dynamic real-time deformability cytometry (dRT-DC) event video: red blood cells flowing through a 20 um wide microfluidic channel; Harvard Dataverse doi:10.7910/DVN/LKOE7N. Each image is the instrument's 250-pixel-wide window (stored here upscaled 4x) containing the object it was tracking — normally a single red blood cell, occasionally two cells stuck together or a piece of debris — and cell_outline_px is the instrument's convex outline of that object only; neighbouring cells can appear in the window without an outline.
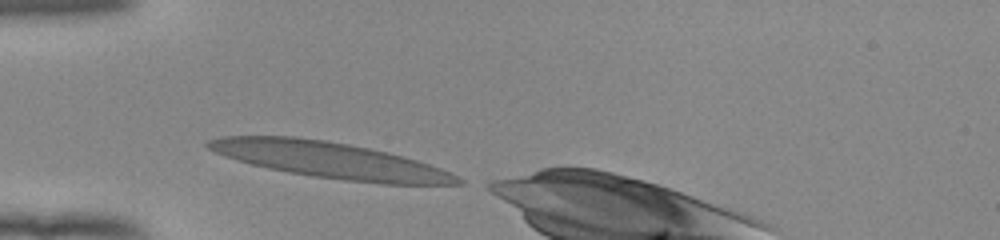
{"species": "human", "species_latin": "Homo sapiens", "temperature_condition": "room temperature", "stored_images_in_passage": 28, "camera_frame_rate_fps": 3000, "um_per_image_px": 0.085, "donor": {"sex": "female"}, "frame": {"image": 1, "passage_image": 1, "time_ms": 0.0, "image_size_px": [1000, 240], "cell_outline_px": [[464, 184], [384, 184], [344, 180], [312, 176], [288, 172], [268, 168], [236, 160], [224, 156], [208, 148], [204, 144], [208, 140], [220, 136], [296, 136], [328, 140], [388, 152], [416, 160], [440, 168], [464, 180]], "centroid_in_image_um": [28.02, 13.6], "position_along_channel_um": 57.0, "area_um2": 52.14}}
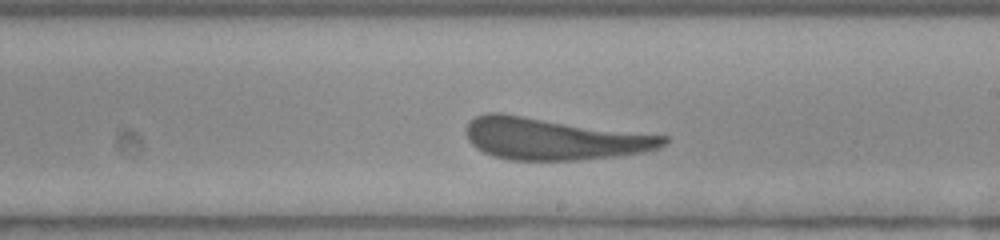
{"frame": {"image": 2, "passage_image": 16, "time_ms": 5.0, "image_size_px": [1000, 240], "cell_outline_px": [[668, 140], [660, 148], [644, 152], [616, 156], [576, 160], [508, 160], [492, 156], [476, 148], [468, 140], [464, 132], [468, 124], [476, 116], [488, 112], [500, 112], [668, 136]], "centroid_in_image_um": [47.04, 11.79], "position_along_channel_um": 242.0, "area_um2": 48.44}}
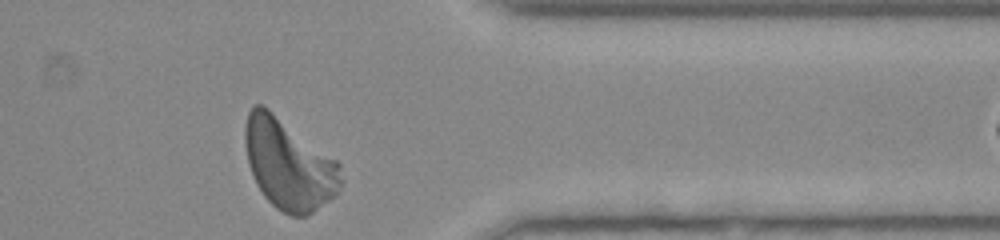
{"frame": {"image": 3, "passage_image": 28, "time_ms": 9.0, "image_size_px": [1000, 240], "cell_outline_px": [[344, 180], [336, 192], [328, 200], [312, 212], [304, 216], [292, 216], [276, 208], [264, 196], [256, 184], [248, 164], [244, 140], [244, 128], [248, 112], [256, 104], [260, 104], [268, 108], [336, 160], [340, 164]], "centroid_in_image_um": [24.53, 13.96], "position_along_channel_um": 386.9, "area_um2": 50.11}, "authors_computed_cell_mechanics": {"area_um2": 48.263, "velocity_mm_per_s": 3.8812, "shape_relaxation_time_tau1_ms": 5.3556, "shape_relaxation_time_tau2_ms": 1.3875, "deformation_change_tau1": 0.2045, "deformation_change_tau2": 0.0977}}